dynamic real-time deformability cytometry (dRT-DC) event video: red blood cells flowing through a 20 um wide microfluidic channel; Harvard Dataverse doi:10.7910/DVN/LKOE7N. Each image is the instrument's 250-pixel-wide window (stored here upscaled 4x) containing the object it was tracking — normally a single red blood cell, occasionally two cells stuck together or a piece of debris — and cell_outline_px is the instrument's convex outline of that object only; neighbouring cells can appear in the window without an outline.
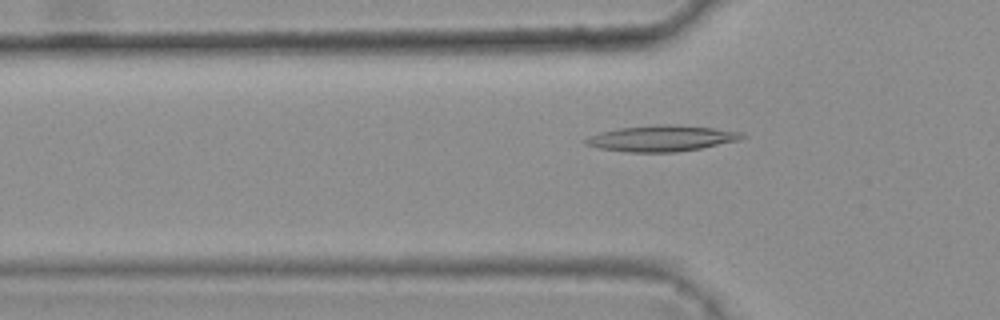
{"species": "common noctule bat (a hibernating species)", "species_latin": "Nyctalus noctula", "temperature_condition": "warm", "stored_images_in_passage": 48, "camera_frame_rate_fps": 3000, "um_per_image_px": 0.085, "animal": {"sex": "female", "body_mass_g": 25.1}, "frame": {"image": 1, "passage_image": 17, "time_ms": 5.333, "image_size_px": [1000, 320], "cell_outline_px": [[748, 136], [740, 140], [700, 148], [676, 152], [628, 152], [596, 148], [584, 144], [580, 140], [588, 136], [600, 132], [620, 128], [656, 124], [676, 124], [712, 128], [740, 132]], "centroid_in_image_um": [56.17, 11.76], "position_along_channel_um": 69.6, "area_um2": 23.87}}
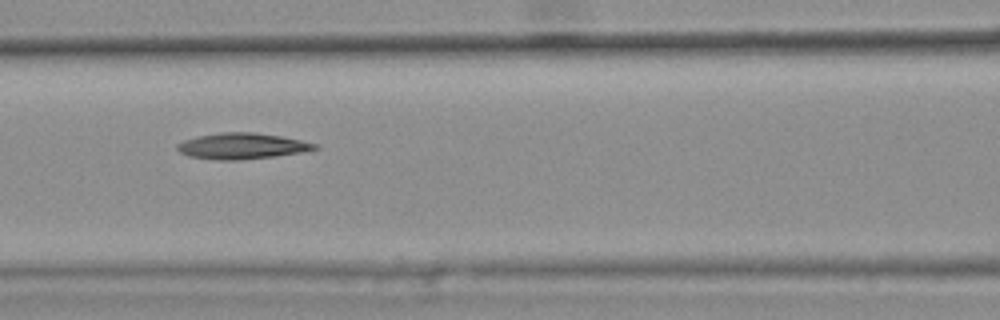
{"frame": {"image": 2, "passage_image": 23, "time_ms": 7.333, "image_size_px": [1000, 320], "cell_outline_px": [[316, 148], [304, 152], [276, 156], [236, 160], [220, 160], [188, 156], [180, 152], [176, 148], [176, 144], [184, 140], [196, 136], [220, 132], [252, 132], [280, 136], [300, 140], [316, 144]], "centroid_in_image_um": [20.51, 12.41], "position_along_channel_um": 146.1, "area_um2": 20.69}}
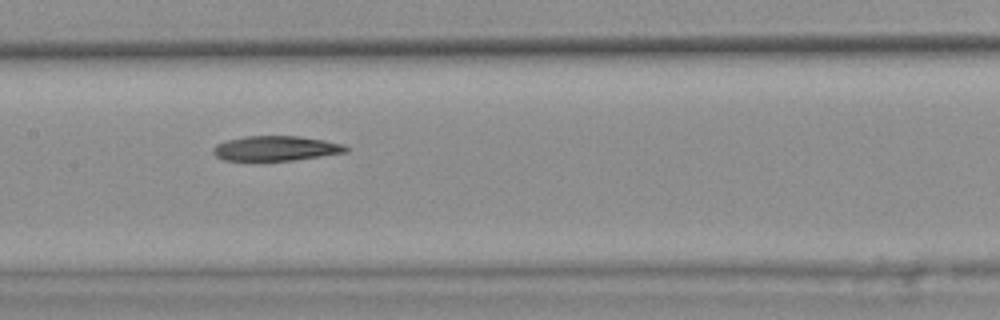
{"frame": {"image": 3, "passage_image": 26, "time_ms": 8.333, "image_size_px": [1000, 320], "cell_outline_px": [[348, 148], [344, 152], [320, 156], [292, 160], [224, 160], [216, 156], [212, 152], [212, 148], [216, 144], [228, 140], [244, 136], [300, 136], [324, 140], [344, 144]], "centroid_in_image_um": [23.41, 12.6], "position_along_channel_um": 184.0, "area_um2": 19.02}}